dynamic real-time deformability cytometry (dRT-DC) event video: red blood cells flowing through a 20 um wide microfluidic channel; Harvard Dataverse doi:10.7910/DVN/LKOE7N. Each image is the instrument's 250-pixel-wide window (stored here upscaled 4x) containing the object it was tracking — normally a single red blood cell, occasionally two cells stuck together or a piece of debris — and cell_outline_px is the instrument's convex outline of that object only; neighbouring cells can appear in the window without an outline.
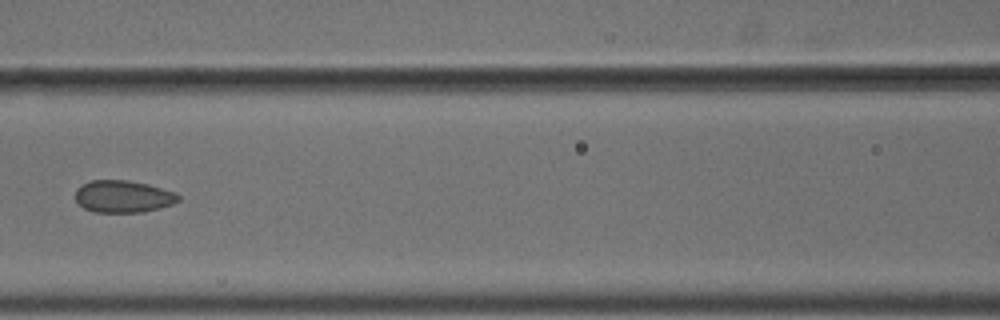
{"species": "common noctule bat (a hibernating species)", "species_latin": "Nyctalus noctula", "temperature_condition": "cold", "stored_images_in_passage": 7, "camera_frame_rate_fps": 3000, "um_per_image_px": 0.085, "animal": {"sex": "male", "body_mass_g": 18.8}, "frame": {"image": 1, "passage_image": 7, "time_ms": 2.0, "image_size_px": [1000, 320], "cell_outline_px": [[180, 200], [172, 204], [160, 208], [144, 212], [92, 212], [84, 208], [76, 200], [76, 188], [80, 184], [92, 180], [128, 180], [148, 184], [176, 192], [180, 196]], "centroid_in_image_um": [10.47, 16.69], "position_along_channel_um": 156.1, "area_um2": 19.48}}